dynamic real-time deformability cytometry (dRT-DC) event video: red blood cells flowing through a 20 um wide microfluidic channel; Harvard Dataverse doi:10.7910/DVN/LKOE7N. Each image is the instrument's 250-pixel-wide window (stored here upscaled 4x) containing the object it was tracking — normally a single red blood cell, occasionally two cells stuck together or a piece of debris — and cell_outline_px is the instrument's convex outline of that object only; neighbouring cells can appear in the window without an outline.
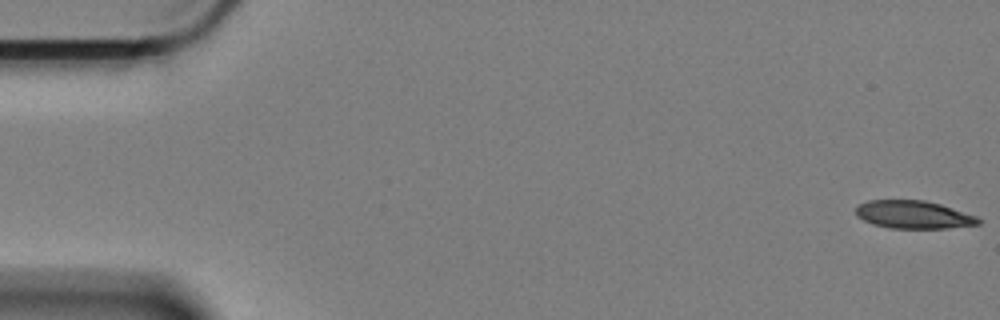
{"species": "Egyptian fruit bat (a non-hibernating species)", "species_latin": "Rousettus aegyptiacus", "temperature_condition": "cold", "stored_images_in_passage": 12, "camera_frame_rate_fps": 3000, "um_per_image_px": 0.085, "animal": {"sex": "female"}, "frame": {"image": 1, "passage_image": 1, "time_ms": 0.0, "image_size_px": [1000, 320], "cell_outline_px": [[980, 224], [948, 228], [888, 228], [872, 224], [856, 216], [856, 208], [860, 204], [868, 200], [924, 200], [940, 204], [976, 216], [980, 220]], "centroid_in_image_um": [77.62, 18.25], "position_along_channel_um": 7.4, "area_um2": 19.83}}